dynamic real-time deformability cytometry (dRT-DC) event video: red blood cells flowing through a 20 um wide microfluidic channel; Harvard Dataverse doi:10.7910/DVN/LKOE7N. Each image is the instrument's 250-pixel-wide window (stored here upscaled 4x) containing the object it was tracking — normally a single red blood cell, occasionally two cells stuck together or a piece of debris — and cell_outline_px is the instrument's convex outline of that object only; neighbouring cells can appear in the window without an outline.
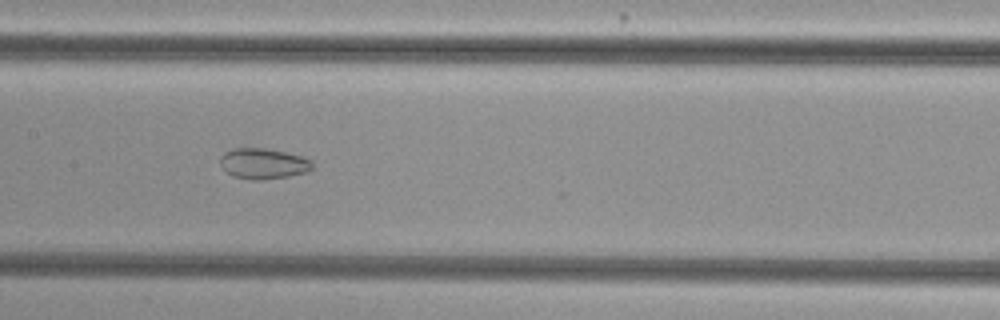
{"species": "common noctule bat (a hibernating species)", "species_latin": "Nyctalus noctula", "temperature_condition": "cold", "stored_images_in_passage": 21, "camera_frame_rate_fps": 3000, "um_per_image_px": 0.085, "animal": {"sex": "female", "body_mass_g": 29.2, "forearm_length_mm": 56.3}, "frame": {"image": 1, "passage_image": 17, "time_ms": 5.333, "image_size_px": [1000, 320], "cell_outline_px": [[312, 168], [304, 172], [288, 176], [260, 180], [248, 180], [232, 176], [220, 164], [220, 156], [224, 152], [232, 148], [264, 148], [284, 152], [300, 156], [312, 160]], "centroid_in_image_um": [22.33, 13.9], "position_along_channel_um": 185.1, "area_um2": 16.36}}
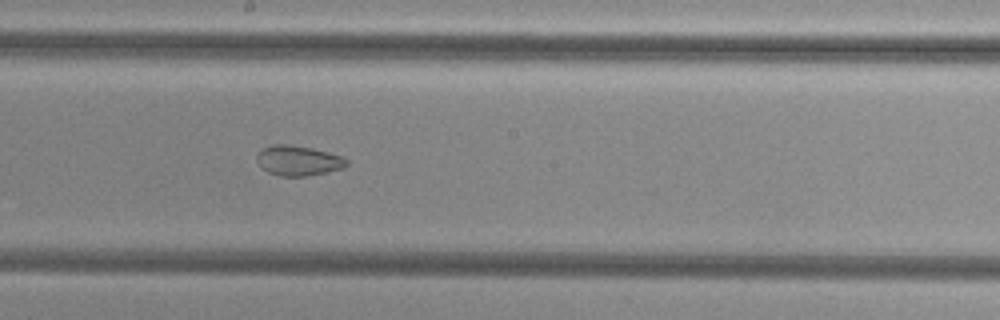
{"frame": {"image": 2, "passage_image": 20, "time_ms": 6.333, "image_size_px": [1000, 320], "cell_outline_px": [[348, 164], [344, 168], [328, 172], [308, 176], [280, 176], [268, 172], [256, 160], [256, 156], [264, 148], [272, 144], [288, 144], [312, 148], [328, 152], [340, 156], [348, 160]], "centroid_in_image_um": [25.38, 13.65], "position_along_channel_um": 222.8, "area_um2": 15.66}}